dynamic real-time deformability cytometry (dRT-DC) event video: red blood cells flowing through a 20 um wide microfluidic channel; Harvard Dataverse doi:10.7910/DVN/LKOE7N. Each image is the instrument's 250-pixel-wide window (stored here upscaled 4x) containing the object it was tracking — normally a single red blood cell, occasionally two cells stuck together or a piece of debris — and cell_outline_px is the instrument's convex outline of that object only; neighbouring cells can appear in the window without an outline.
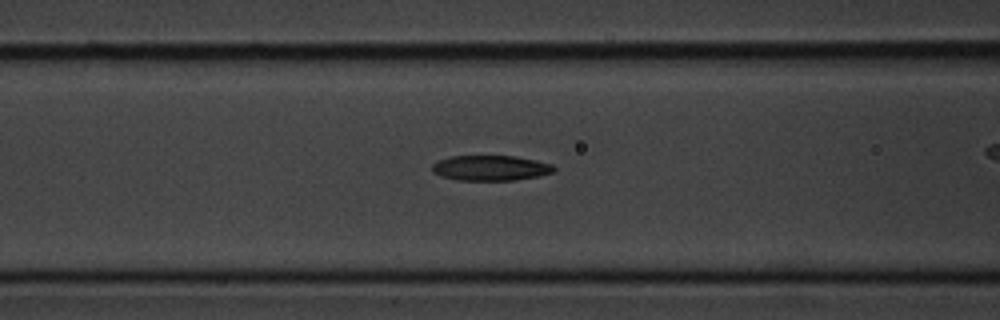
{"species": "common noctule bat (a hibernating species)", "species_latin": "Nyctalus noctula", "temperature_condition": "cold", "stored_images_in_passage": 38, "camera_frame_rate_fps": 3000, "um_per_image_px": 0.085, "animal": {"sex": "male", "body_mass_g": 20.1, "forearm_length_mm": 53.5}, "frame": {"image": 1, "passage_image": 16, "time_ms": 5.0, "image_size_px": [1000, 320], "cell_outline_px": [[556, 168], [552, 172], [540, 176], [516, 180], [456, 180], [440, 176], [432, 172], [432, 164], [436, 160], [452, 156], [516, 156], [536, 160], [552, 164]], "centroid_in_image_um": [41.68, 14.28], "position_along_channel_um": 124.9, "area_um2": 18.09}}
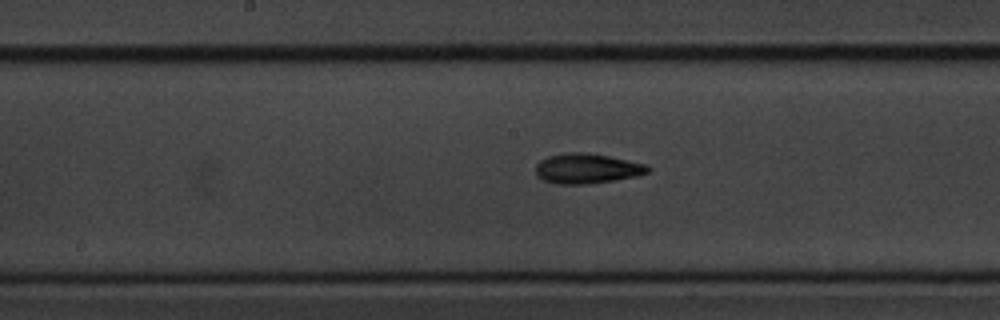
{"frame": {"image": 2, "passage_image": 22, "time_ms": 7.0, "image_size_px": [1000, 320], "cell_outline_px": [[652, 168], [648, 172], [636, 176], [616, 180], [588, 184], [556, 184], [544, 180], [536, 176], [536, 164], [540, 160], [548, 156], [564, 152], [584, 152], [608, 156], [648, 164]], "centroid_in_image_um": [49.89, 14.32], "position_along_channel_um": 198.3, "area_um2": 19.83}}
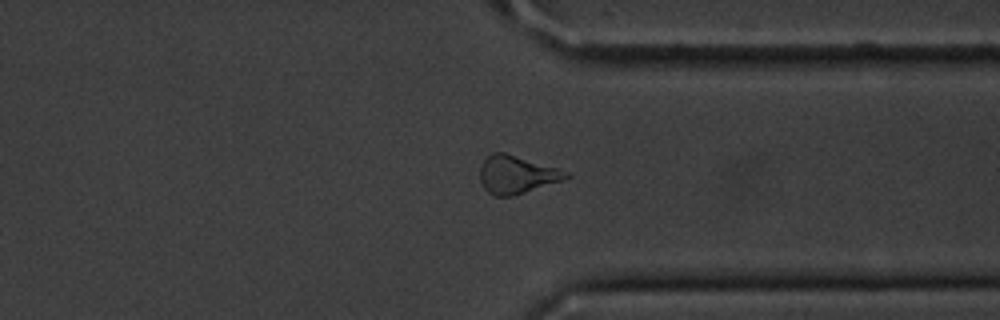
{"frame": {"image": 3, "passage_image": 36, "time_ms": 11.667, "image_size_px": [1000, 320], "cell_outline_px": [[572, 176], [512, 196], [492, 196], [484, 188], [480, 180], [480, 164], [492, 152], [504, 152], [560, 168], [568, 172]], "centroid_in_image_um": [43.88, 14.82], "position_along_channel_um": 367.5, "area_um2": 18.9}}